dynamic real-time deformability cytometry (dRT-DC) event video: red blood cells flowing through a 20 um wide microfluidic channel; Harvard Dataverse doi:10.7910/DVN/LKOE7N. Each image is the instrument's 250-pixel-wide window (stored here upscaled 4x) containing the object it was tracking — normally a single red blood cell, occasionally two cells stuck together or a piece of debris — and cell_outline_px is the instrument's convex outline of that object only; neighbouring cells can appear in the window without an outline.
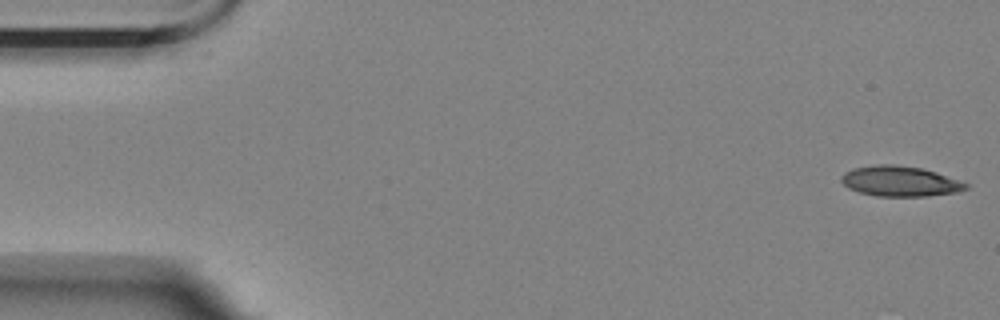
{"species": "Egyptian fruit bat (a non-hibernating species)", "species_latin": "Rousettus aegyptiacus", "temperature_condition": "room temperature", "stored_images_in_passage": 11, "camera_frame_rate_fps": 3000, "um_per_image_px": 0.085, "animal": {"sex": "female"}, "frame": {"image": 1, "passage_image": 1, "time_ms": 0.0, "image_size_px": [1000, 320], "cell_outline_px": [[968, 188], [956, 192], [928, 196], [876, 196], [860, 192], [848, 188], [840, 180], [840, 176], [844, 172], [852, 168], [876, 164], [892, 164], [920, 168], [936, 172], [968, 184]], "centroid_in_image_um": [76.45, 15.4], "position_along_channel_um": 8.5, "area_um2": 21.91}}
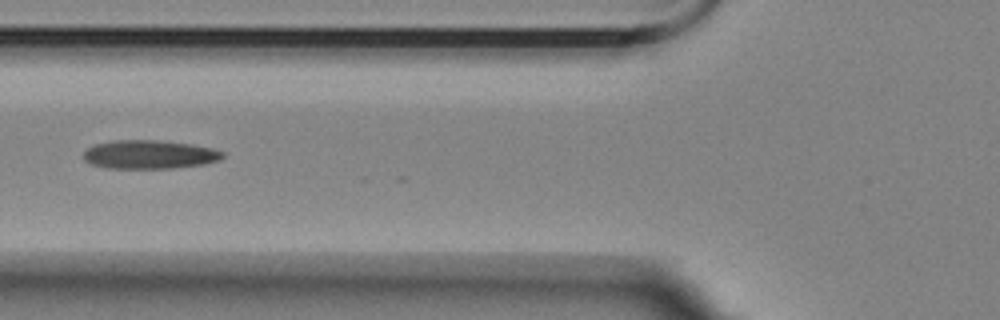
{"frame": {"image": 2, "passage_image": 6, "time_ms": 6.667, "image_size_px": [1000, 320], "cell_outline_px": [[224, 156], [220, 160], [204, 164], [172, 168], [104, 168], [92, 164], [84, 160], [84, 152], [88, 148], [96, 144], [112, 140], [156, 140], [192, 144], [212, 148], [224, 152]], "centroid_in_image_um": [12.71, 13.13], "position_along_channel_um": 113.1, "area_um2": 23.24}}
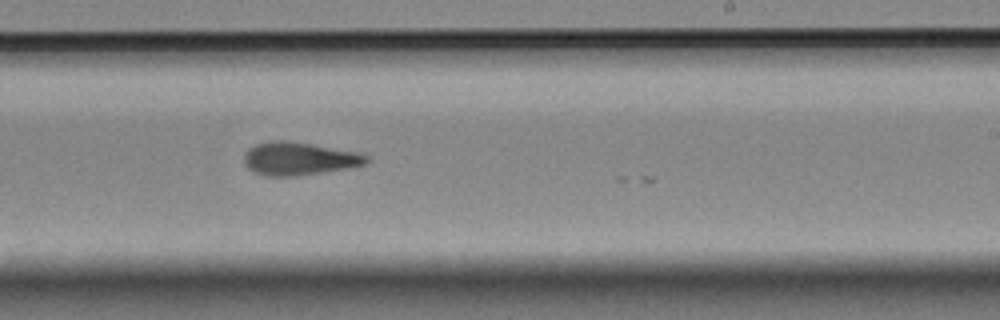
{"frame": {"image": 3, "passage_image": 10, "time_ms": 11.0, "image_size_px": [1000, 320], "cell_outline_px": [[372, 160], [368, 164], [352, 168], [296, 176], [264, 176], [248, 168], [244, 164], [244, 156], [248, 148], [256, 144], [272, 140], [284, 140], [312, 144], [360, 152], [368, 156]], "centroid_in_image_um": [25.48, 13.49], "position_along_channel_um": 263.5, "area_um2": 23.93}}